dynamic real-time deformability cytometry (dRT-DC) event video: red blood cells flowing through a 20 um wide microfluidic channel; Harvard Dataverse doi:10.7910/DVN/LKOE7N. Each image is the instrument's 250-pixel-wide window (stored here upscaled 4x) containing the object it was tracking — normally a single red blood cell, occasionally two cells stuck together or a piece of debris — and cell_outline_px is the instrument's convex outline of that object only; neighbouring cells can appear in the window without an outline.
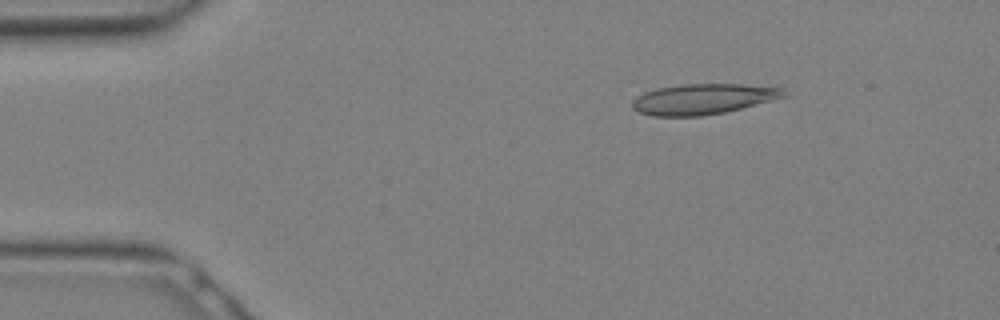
{"species": "Egyptian fruit bat (a non-hibernating species)", "species_latin": "Rousettus aegyptiacus", "temperature_condition": "warm", "stored_images_in_passage": 13, "camera_frame_rate_fps": 3000, "um_per_image_px": 0.085, "animal": {"sex": "female"}, "frame": {"image": 1, "passage_image": 5, "time_ms": 1.333, "image_size_px": [1000, 320], "cell_outline_px": [[788, 96], [724, 112], [700, 116], [652, 116], [640, 112], [632, 108], [632, 100], [636, 96], [644, 92], [656, 88], [684, 84], [740, 84], [784, 88]], "centroid_in_image_um": [59.74, 8.41], "position_along_channel_um": 25.3, "area_um2": 26.88}}
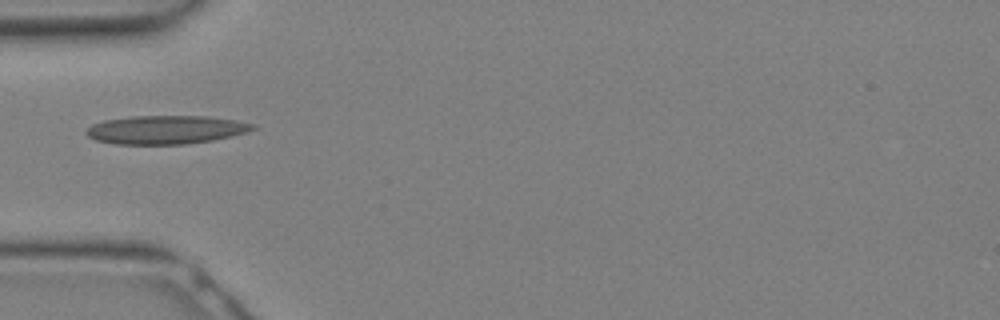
{"frame": {"image": 2, "passage_image": 10, "time_ms": 3.0, "image_size_px": [1000, 320], "cell_outline_px": [[260, 128], [248, 132], [232, 136], [212, 140], [184, 144], [112, 144], [96, 140], [88, 136], [84, 132], [92, 124], [104, 120], [132, 116], [208, 116], [236, 120], [256, 124]], "centroid_in_image_um": [14.14, 11.02], "position_along_channel_um": 70.9, "area_um2": 27.92}}
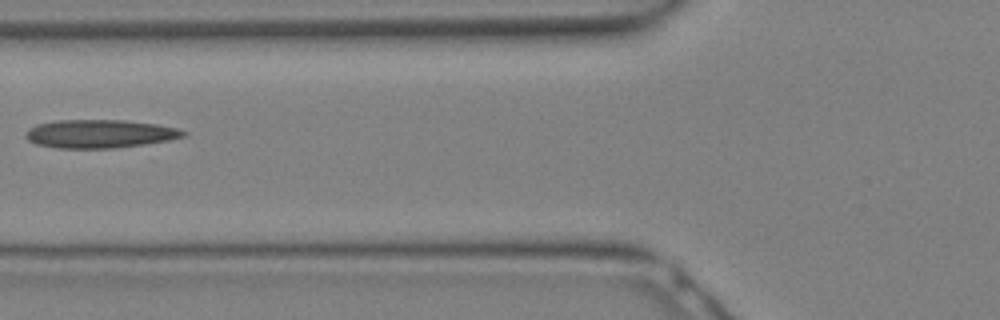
{"frame": {"image": 3, "passage_image": 12, "time_ms": 3.667, "image_size_px": [1000, 320], "cell_outline_px": [[188, 136], [168, 140], [144, 144], [116, 148], [60, 148], [36, 144], [28, 140], [24, 136], [28, 128], [36, 124], [56, 120], [124, 120], [156, 124], [176, 128], [188, 132]], "centroid_in_image_um": [8.47, 11.37], "position_along_channel_um": 117.3, "area_um2": 26.13}}